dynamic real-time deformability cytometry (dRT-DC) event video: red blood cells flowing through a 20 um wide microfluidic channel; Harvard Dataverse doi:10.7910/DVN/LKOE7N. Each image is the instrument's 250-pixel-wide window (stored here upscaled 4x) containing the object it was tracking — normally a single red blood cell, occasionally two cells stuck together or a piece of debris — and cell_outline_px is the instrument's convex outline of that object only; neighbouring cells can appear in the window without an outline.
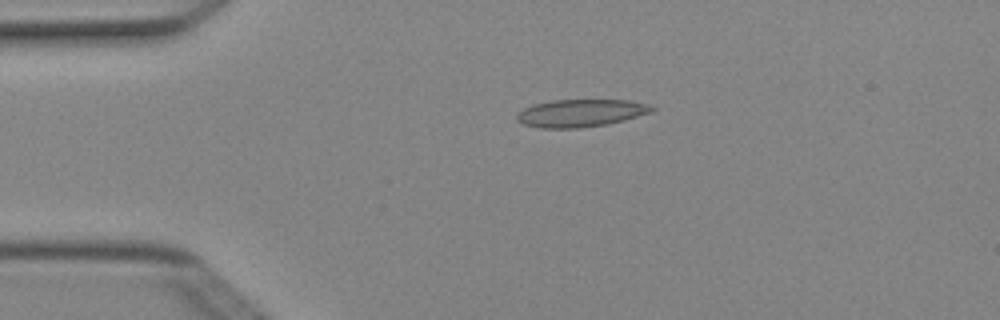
{"species": "Egyptian fruit bat (a non-hibernating species)", "species_latin": "Rousettus aegyptiacus", "temperature_condition": "cold", "stored_images_in_passage": 3, "camera_frame_rate_fps": 3000, "um_per_image_px": 0.085, "animal": {"sex": "female"}, "frame": {"image": 1, "passage_image": 2, "time_ms": 0.333, "image_size_px": [1000, 320], "cell_outline_px": [[656, 108], [652, 112], [624, 120], [608, 124], [580, 128], [540, 128], [524, 124], [516, 120], [516, 112], [532, 104], [552, 100], [628, 100], [648, 104]], "centroid_in_image_um": [49.33, 9.61], "position_along_channel_um": 35.7, "area_um2": 21.85}}